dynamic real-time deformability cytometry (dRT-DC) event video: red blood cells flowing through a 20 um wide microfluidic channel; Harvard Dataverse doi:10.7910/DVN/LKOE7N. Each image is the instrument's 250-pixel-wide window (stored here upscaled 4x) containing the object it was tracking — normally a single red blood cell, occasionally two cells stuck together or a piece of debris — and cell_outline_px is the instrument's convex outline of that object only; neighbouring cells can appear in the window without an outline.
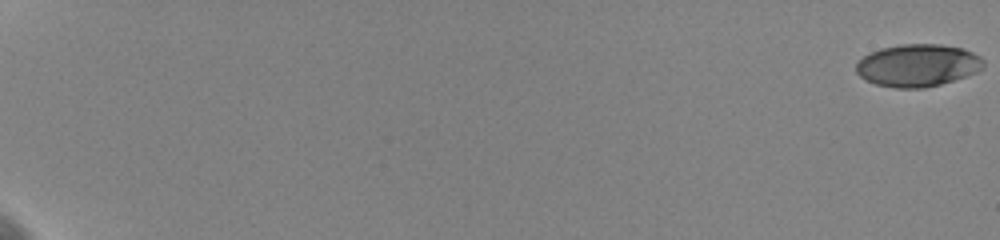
{"species": "human", "species_latin": "Homo sapiens", "temperature_condition": "cold", "stored_images_in_passage": 61, "camera_frame_rate_fps": 3000, "um_per_image_px": 0.085, "donor": {"sex": "female"}, "frame": {"image": 1, "passage_image": 1, "time_ms": 0.0, "image_size_px": [1000, 240], "cell_outline_px": [[984, 68], [976, 72], [940, 84], [924, 88], [896, 88], [876, 84], [864, 80], [856, 72], [856, 64], [868, 52], [880, 48], [900, 44], [940, 44], [960, 48], [972, 52], [980, 56], [984, 60]], "centroid_in_image_um": [77.98, 5.55], "position_along_channel_um": 7.0, "area_um2": 31.5}}
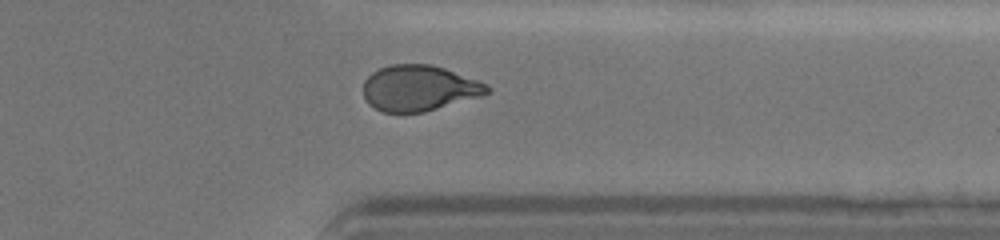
{"frame": {"image": 2, "passage_image": 51, "time_ms": 16.667, "image_size_px": [1000, 240], "cell_outline_px": [[492, 92], [484, 96], [424, 112], [380, 112], [368, 104], [364, 96], [364, 80], [372, 72], [380, 68], [392, 64], [432, 64], [444, 68], [488, 84], [492, 88]], "centroid_in_image_um": [35.66, 7.5], "position_along_channel_um": 375.7, "area_um2": 33.35}}
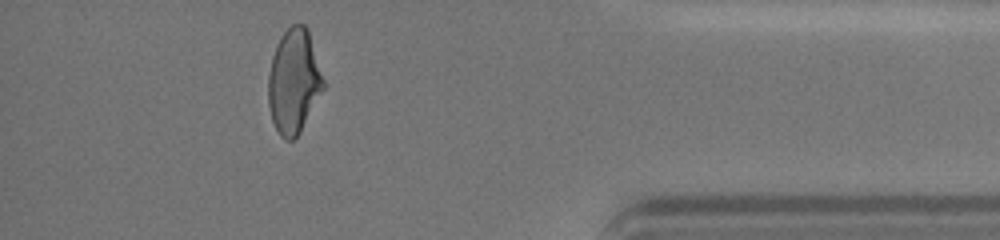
{"frame": {"image": 3, "passage_image": 56, "time_ms": 18.333, "image_size_px": [1000, 240], "cell_outline_px": [[324, 88], [300, 132], [292, 140], [284, 140], [280, 136], [272, 120], [268, 104], [268, 72], [272, 56], [280, 36], [292, 24], [304, 24], [308, 28], [324, 80]], "centroid_in_image_um": [24.96, 6.9], "position_along_channel_um": 410.2, "area_um2": 33.47}, "authors_computed_cell_mechanics": {"area_um2": 33.4662, "velocity_mm_per_s": 3.6068, "shape_relaxation_time_tau1_ms": 4.6279, "shape_relaxation_time_tau2_ms": 2.9866, "deformation_change_tau1": 0.163, "deformation_change_tau2": 0.0692}}